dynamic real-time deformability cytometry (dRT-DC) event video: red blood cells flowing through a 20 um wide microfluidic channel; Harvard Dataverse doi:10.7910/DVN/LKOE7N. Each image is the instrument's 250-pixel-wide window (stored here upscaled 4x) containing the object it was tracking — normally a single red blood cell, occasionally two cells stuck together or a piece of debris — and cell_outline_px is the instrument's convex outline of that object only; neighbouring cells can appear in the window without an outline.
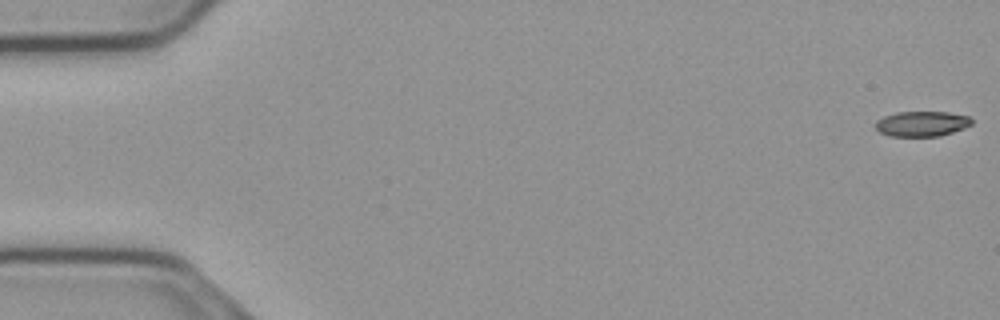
{"species": "common noctule bat (a hibernating species)", "species_latin": "Nyctalus noctula", "temperature_condition": "cold", "stored_images_in_passage": 56, "camera_frame_rate_fps": 3000, "um_per_image_px": 0.085, "animal": {"sex": "male", "body_mass_g": 23.1, "forearm_length_mm": 52.7}, "frame": {"image": 1, "passage_image": 1, "time_ms": 0.0, "image_size_px": [1000, 320], "cell_outline_px": [[972, 124], [964, 128], [940, 136], [892, 136], [880, 132], [876, 128], [876, 120], [884, 116], [896, 112], [948, 112], [968, 116], [972, 120]], "centroid_in_image_um": [78.36, 10.51], "position_along_channel_um": 6.6, "area_um2": 14.05}}
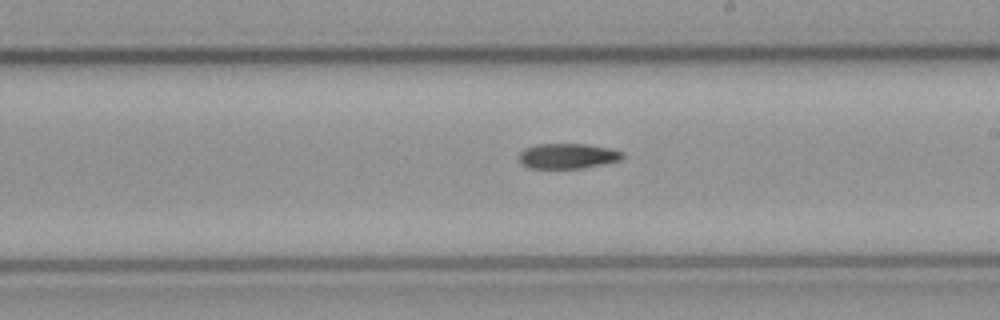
{"frame": {"image": 2, "passage_image": 32, "time_ms": 10.333, "image_size_px": [1000, 320], "cell_outline_px": [[624, 156], [620, 160], [604, 164], [584, 168], [528, 168], [520, 164], [520, 152], [524, 148], [536, 144], [588, 144], [608, 148], [624, 152]], "centroid_in_image_um": [48.24, 13.26], "position_along_channel_um": 240.8, "area_um2": 15.32}}
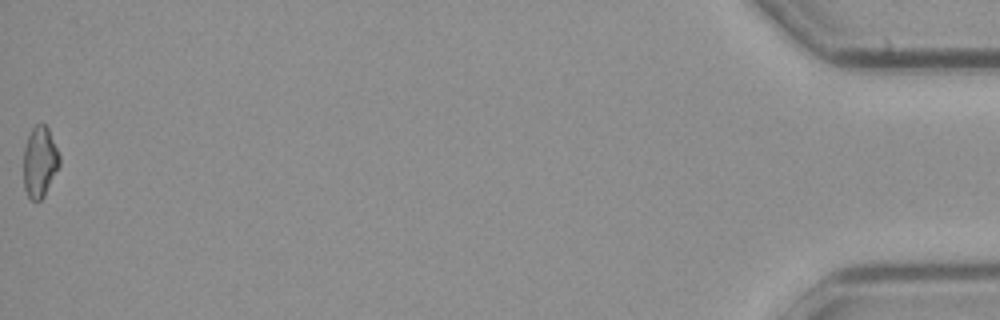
{"frame": {"image": 3, "passage_image": 56, "time_ms": 18.333, "image_size_px": [1000, 320], "cell_outline_px": [[60, 164], [44, 196], [40, 200], [32, 200], [28, 196], [24, 188], [24, 148], [28, 136], [32, 128], [36, 124], [44, 124], [48, 128], [60, 156]], "centroid_in_image_um": [3.38, 13.76], "position_along_channel_um": 431.8, "area_um2": 14.68}}